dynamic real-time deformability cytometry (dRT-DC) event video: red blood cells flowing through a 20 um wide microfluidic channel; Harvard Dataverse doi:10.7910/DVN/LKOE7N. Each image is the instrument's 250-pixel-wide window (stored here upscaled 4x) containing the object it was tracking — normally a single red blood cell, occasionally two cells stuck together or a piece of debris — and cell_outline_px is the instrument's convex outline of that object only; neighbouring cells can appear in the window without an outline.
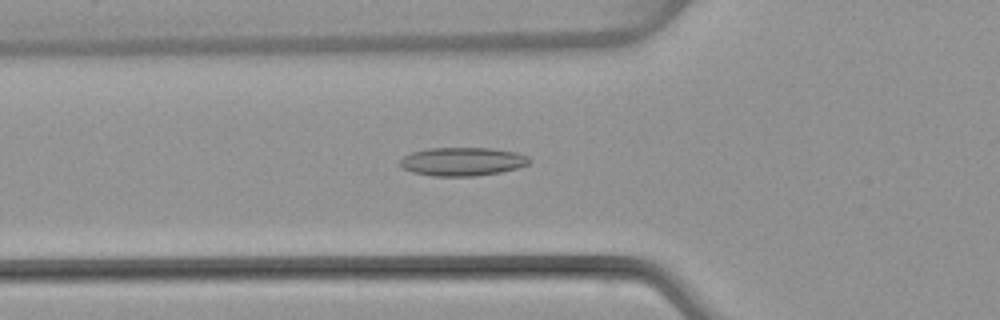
{"species": "common noctule bat (a hibernating species)", "species_latin": "Nyctalus noctula", "temperature_condition": "warm", "stored_images_in_passage": 50, "camera_frame_rate_fps": 3000, "um_per_image_px": 0.085, "animal": {"sex": "female", "body_mass_g": 22.7, "forearm_length_mm": 54.2}, "frame": {"image": 1, "passage_image": 18, "time_ms": 5.667, "image_size_px": [1000, 320], "cell_outline_px": [[532, 160], [528, 164], [516, 168], [500, 172], [476, 176], [432, 176], [412, 172], [404, 168], [400, 164], [400, 160], [404, 156], [412, 152], [428, 148], [492, 148], [516, 152], [528, 156]], "centroid_in_image_um": [39.32, 13.73], "position_along_channel_um": 86.5, "area_um2": 21.44}}
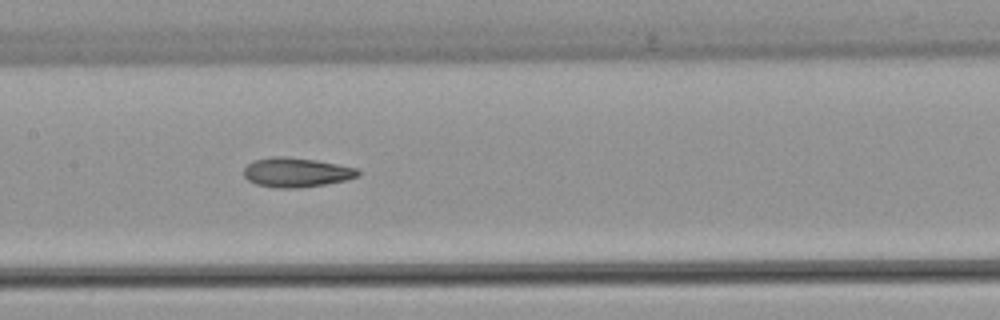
{"frame": {"image": 2, "passage_image": 25, "time_ms": 8.0, "image_size_px": [1000, 320], "cell_outline_px": [[360, 176], [344, 180], [324, 184], [300, 188], [276, 188], [256, 184], [248, 180], [244, 176], [244, 168], [248, 164], [256, 160], [272, 156], [284, 156], [316, 160], [356, 168], [360, 172]], "centroid_in_image_um": [25.17, 14.65], "position_along_channel_um": 182.2, "area_um2": 19.48}}
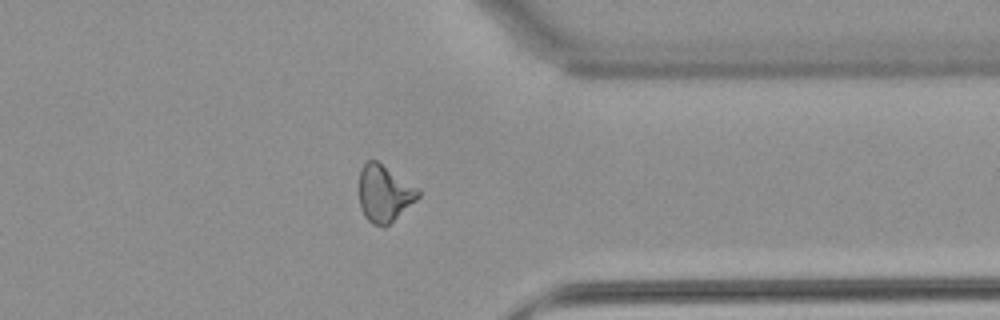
{"frame": {"image": 3, "passage_image": 40, "time_ms": 13.0, "image_size_px": [1000, 320], "cell_outline_px": [[420, 196], [416, 200], [384, 228], [372, 224], [364, 216], [360, 208], [360, 168], [368, 160], [376, 160], [420, 188]], "centroid_in_image_um": [32.67, 16.44], "position_along_channel_um": 378.7, "area_um2": 19.59}, "authors_computed_cell_mechanics": {"area_um2": 19.7676, "velocity_mm_per_s": 4.0718, "shape_relaxation_time_tau1_ms": null, "shape_relaxation_time_tau2_ms": 2.5906, "deformation_change_tau1": null, "deformation_change_tau2": 0.0976}}